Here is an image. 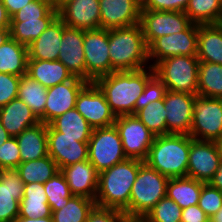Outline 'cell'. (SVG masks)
Masks as SVG:
<instances>
[{
    "label": "cell",
    "instance_id": "obj_1",
    "mask_svg": "<svg viewBox=\"0 0 222 222\" xmlns=\"http://www.w3.org/2000/svg\"><path fill=\"white\" fill-rule=\"evenodd\" d=\"M154 74L151 66L134 71H114L97 78L94 83L104 93L116 117L134 115L136 100Z\"/></svg>",
    "mask_w": 222,
    "mask_h": 222
},
{
    "label": "cell",
    "instance_id": "obj_2",
    "mask_svg": "<svg viewBox=\"0 0 222 222\" xmlns=\"http://www.w3.org/2000/svg\"><path fill=\"white\" fill-rule=\"evenodd\" d=\"M142 160L126 158L99 172L96 206L119 210L129 218V201Z\"/></svg>",
    "mask_w": 222,
    "mask_h": 222
},
{
    "label": "cell",
    "instance_id": "obj_3",
    "mask_svg": "<svg viewBox=\"0 0 222 222\" xmlns=\"http://www.w3.org/2000/svg\"><path fill=\"white\" fill-rule=\"evenodd\" d=\"M111 73L150 67L148 46L140 24L109 29Z\"/></svg>",
    "mask_w": 222,
    "mask_h": 222
},
{
    "label": "cell",
    "instance_id": "obj_4",
    "mask_svg": "<svg viewBox=\"0 0 222 222\" xmlns=\"http://www.w3.org/2000/svg\"><path fill=\"white\" fill-rule=\"evenodd\" d=\"M192 140L184 134L155 136L144 162L168 178L186 177Z\"/></svg>",
    "mask_w": 222,
    "mask_h": 222
},
{
    "label": "cell",
    "instance_id": "obj_5",
    "mask_svg": "<svg viewBox=\"0 0 222 222\" xmlns=\"http://www.w3.org/2000/svg\"><path fill=\"white\" fill-rule=\"evenodd\" d=\"M169 178L146 162L140 164L129 201V220L141 221L156 203L166 196Z\"/></svg>",
    "mask_w": 222,
    "mask_h": 222
},
{
    "label": "cell",
    "instance_id": "obj_6",
    "mask_svg": "<svg viewBox=\"0 0 222 222\" xmlns=\"http://www.w3.org/2000/svg\"><path fill=\"white\" fill-rule=\"evenodd\" d=\"M199 59L191 56L167 57L153 68L169 91L198 95Z\"/></svg>",
    "mask_w": 222,
    "mask_h": 222
},
{
    "label": "cell",
    "instance_id": "obj_7",
    "mask_svg": "<svg viewBox=\"0 0 222 222\" xmlns=\"http://www.w3.org/2000/svg\"><path fill=\"white\" fill-rule=\"evenodd\" d=\"M122 141L115 125L95 128L88 141V160L99 173L125 160Z\"/></svg>",
    "mask_w": 222,
    "mask_h": 222
},
{
    "label": "cell",
    "instance_id": "obj_8",
    "mask_svg": "<svg viewBox=\"0 0 222 222\" xmlns=\"http://www.w3.org/2000/svg\"><path fill=\"white\" fill-rule=\"evenodd\" d=\"M190 136L196 140L216 141L222 137V99L196 96Z\"/></svg>",
    "mask_w": 222,
    "mask_h": 222
},
{
    "label": "cell",
    "instance_id": "obj_9",
    "mask_svg": "<svg viewBox=\"0 0 222 222\" xmlns=\"http://www.w3.org/2000/svg\"><path fill=\"white\" fill-rule=\"evenodd\" d=\"M197 43L198 24L195 23L179 33L158 37L148 46L150 65L154 67L159 61L167 57H197Z\"/></svg>",
    "mask_w": 222,
    "mask_h": 222
},
{
    "label": "cell",
    "instance_id": "obj_10",
    "mask_svg": "<svg viewBox=\"0 0 222 222\" xmlns=\"http://www.w3.org/2000/svg\"><path fill=\"white\" fill-rule=\"evenodd\" d=\"M85 81L91 83L111 73L109 30H84Z\"/></svg>",
    "mask_w": 222,
    "mask_h": 222
},
{
    "label": "cell",
    "instance_id": "obj_11",
    "mask_svg": "<svg viewBox=\"0 0 222 222\" xmlns=\"http://www.w3.org/2000/svg\"><path fill=\"white\" fill-rule=\"evenodd\" d=\"M127 158L145 161L155 135L136 117L118 116L114 122Z\"/></svg>",
    "mask_w": 222,
    "mask_h": 222
},
{
    "label": "cell",
    "instance_id": "obj_12",
    "mask_svg": "<svg viewBox=\"0 0 222 222\" xmlns=\"http://www.w3.org/2000/svg\"><path fill=\"white\" fill-rule=\"evenodd\" d=\"M139 24L149 46L158 37L186 30L192 22L185 12L141 9Z\"/></svg>",
    "mask_w": 222,
    "mask_h": 222
},
{
    "label": "cell",
    "instance_id": "obj_13",
    "mask_svg": "<svg viewBox=\"0 0 222 222\" xmlns=\"http://www.w3.org/2000/svg\"><path fill=\"white\" fill-rule=\"evenodd\" d=\"M75 108L93 129L112 126L117 118L104 93L94 82L88 83L79 92Z\"/></svg>",
    "mask_w": 222,
    "mask_h": 222
},
{
    "label": "cell",
    "instance_id": "obj_14",
    "mask_svg": "<svg viewBox=\"0 0 222 222\" xmlns=\"http://www.w3.org/2000/svg\"><path fill=\"white\" fill-rule=\"evenodd\" d=\"M196 96L187 92L167 90L163 99L167 134L190 135Z\"/></svg>",
    "mask_w": 222,
    "mask_h": 222
},
{
    "label": "cell",
    "instance_id": "obj_15",
    "mask_svg": "<svg viewBox=\"0 0 222 222\" xmlns=\"http://www.w3.org/2000/svg\"><path fill=\"white\" fill-rule=\"evenodd\" d=\"M221 163L214 141L193 139L190 143L186 177L208 183Z\"/></svg>",
    "mask_w": 222,
    "mask_h": 222
},
{
    "label": "cell",
    "instance_id": "obj_16",
    "mask_svg": "<svg viewBox=\"0 0 222 222\" xmlns=\"http://www.w3.org/2000/svg\"><path fill=\"white\" fill-rule=\"evenodd\" d=\"M88 83L81 78L73 77L71 80L48 88L44 107V123L49 125L55 118L75 108L79 92Z\"/></svg>",
    "mask_w": 222,
    "mask_h": 222
},
{
    "label": "cell",
    "instance_id": "obj_17",
    "mask_svg": "<svg viewBox=\"0 0 222 222\" xmlns=\"http://www.w3.org/2000/svg\"><path fill=\"white\" fill-rule=\"evenodd\" d=\"M48 154L56 162L59 170L77 162L88 160V142L80 138L62 136L50 124L47 125Z\"/></svg>",
    "mask_w": 222,
    "mask_h": 222
},
{
    "label": "cell",
    "instance_id": "obj_18",
    "mask_svg": "<svg viewBox=\"0 0 222 222\" xmlns=\"http://www.w3.org/2000/svg\"><path fill=\"white\" fill-rule=\"evenodd\" d=\"M100 28L130 27L140 22L141 4L136 0H99Z\"/></svg>",
    "mask_w": 222,
    "mask_h": 222
},
{
    "label": "cell",
    "instance_id": "obj_19",
    "mask_svg": "<svg viewBox=\"0 0 222 222\" xmlns=\"http://www.w3.org/2000/svg\"><path fill=\"white\" fill-rule=\"evenodd\" d=\"M58 16L68 27L100 29L99 0H66L58 7Z\"/></svg>",
    "mask_w": 222,
    "mask_h": 222
},
{
    "label": "cell",
    "instance_id": "obj_20",
    "mask_svg": "<svg viewBox=\"0 0 222 222\" xmlns=\"http://www.w3.org/2000/svg\"><path fill=\"white\" fill-rule=\"evenodd\" d=\"M84 30L66 26L61 38L58 60L73 77L85 80Z\"/></svg>",
    "mask_w": 222,
    "mask_h": 222
},
{
    "label": "cell",
    "instance_id": "obj_21",
    "mask_svg": "<svg viewBox=\"0 0 222 222\" xmlns=\"http://www.w3.org/2000/svg\"><path fill=\"white\" fill-rule=\"evenodd\" d=\"M24 182L16 169L0 170V222H13L19 215Z\"/></svg>",
    "mask_w": 222,
    "mask_h": 222
},
{
    "label": "cell",
    "instance_id": "obj_22",
    "mask_svg": "<svg viewBox=\"0 0 222 222\" xmlns=\"http://www.w3.org/2000/svg\"><path fill=\"white\" fill-rule=\"evenodd\" d=\"M60 172L65 177L73 195L95 200L99 173L89 160L63 167L60 169Z\"/></svg>",
    "mask_w": 222,
    "mask_h": 222
},
{
    "label": "cell",
    "instance_id": "obj_23",
    "mask_svg": "<svg viewBox=\"0 0 222 222\" xmlns=\"http://www.w3.org/2000/svg\"><path fill=\"white\" fill-rule=\"evenodd\" d=\"M66 25L57 16L28 47V60H58L63 29Z\"/></svg>",
    "mask_w": 222,
    "mask_h": 222
},
{
    "label": "cell",
    "instance_id": "obj_24",
    "mask_svg": "<svg viewBox=\"0 0 222 222\" xmlns=\"http://www.w3.org/2000/svg\"><path fill=\"white\" fill-rule=\"evenodd\" d=\"M0 120L11 137L21 134L26 128L40 122L31 109L19 98L0 108Z\"/></svg>",
    "mask_w": 222,
    "mask_h": 222
},
{
    "label": "cell",
    "instance_id": "obj_25",
    "mask_svg": "<svg viewBox=\"0 0 222 222\" xmlns=\"http://www.w3.org/2000/svg\"><path fill=\"white\" fill-rule=\"evenodd\" d=\"M21 163L43 158L48 154L47 124L39 122L16 136Z\"/></svg>",
    "mask_w": 222,
    "mask_h": 222
},
{
    "label": "cell",
    "instance_id": "obj_26",
    "mask_svg": "<svg viewBox=\"0 0 222 222\" xmlns=\"http://www.w3.org/2000/svg\"><path fill=\"white\" fill-rule=\"evenodd\" d=\"M197 58L222 65V23L198 25Z\"/></svg>",
    "mask_w": 222,
    "mask_h": 222
},
{
    "label": "cell",
    "instance_id": "obj_27",
    "mask_svg": "<svg viewBox=\"0 0 222 222\" xmlns=\"http://www.w3.org/2000/svg\"><path fill=\"white\" fill-rule=\"evenodd\" d=\"M26 75L47 89L73 78L59 60H28Z\"/></svg>",
    "mask_w": 222,
    "mask_h": 222
},
{
    "label": "cell",
    "instance_id": "obj_28",
    "mask_svg": "<svg viewBox=\"0 0 222 222\" xmlns=\"http://www.w3.org/2000/svg\"><path fill=\"white\" fill-rule=\"evenodd\" d=\"M18 216L27 218H44L52 216L44 184L39 182L24 184L23 198L20 201Z\"/></svg>",
    "mask_w": 222,
    "mask_h": 222
},
{
    "label": "cell",
    "instance_id": "obj_29",
    "mask_svg": "<svg viewBox=\"0 0 222 222\" xmlns=\"http://www.w3.org/2000/svg\"><path fill=\"white\" fill-rule=\"evenodd\" d=\"M28 47L10 37L0 46V73L27 74Z\"/></svg>",
    "mask_w": 222,
    "mask_h": 222
},
{
    "label": "cell",
    "instance_id": "obj_30",
    "mask_svg": "<svg viewBox=\"0 0 222 222\" xmlns=\"http://www.w3.org/2000/svg\"><path fill=\"white\" fill-rule=\"evenodd\" d=\"M204 182L189 177L169 178L166 196L176 202L181 209L198 205Z\"/></svg>",
    "mask_w": 222,
    "mask_h": 222
},
{
    "label": "cell",
    "instance_id": "obj_31",
    "mask_svg": "<svg viewBox=\"0 0 222 222\" xmlns=\"http://www.w3.org/2000/svg\"><path fill=\"white\" fill-rule=\"evenodd\" d=\"M50 125L62 136L80 138V142H88L93 128L76 108L68 110L61 116L55 118Z\"/></svg>",
    "mask_w": 222,
    "mask_h": 222
},
{
    "label": "cell",
    "instance_id": "obj_32",
    "mask_svg": "<svg viewBox=\"0 0 222 222\" xmlns=\"http://www.w3.org/2000/svg\"><path fill=\"white\" fill-rule=\"evenodd\" d=\"M57 16L58 8L54 7L44 18L10 22V35L18 43L28 46L48 28Z\"/></svg>",
    "mask_w": 222,
    "mask_h": 222
},
{
    "label": "cell",
    "instance_id": "obj_33",
    "mask_svg": "<svg viewBox=\"0 0 222 222\" xmlns=\"http://www.w3.org/2000/svg\"><path fill=\"white\" fill-rule=\"evenodd\" d=\"M46 94L47 88L39 82L31 79L27 75L21 77L17 98L22 100L43 123Z\"/></svg>",
    "mask_w": 222,
    "mask_h": 222
},
{
    "label": "cell",
    "instance_id": "obj_34",
    "mask_svg": "<svg viewBox=\"0 0 222 222\" xmlns=\"http://www.w3.org/2000/svg\"><path fill=\"white\" fill-rule=\"evenodd\" d=\"M24 184L39 182L44 184L60 170L56 162L49 156L37 160L20 163L16 168Z\"/></svg>",
    "mask_w": 222,
    "mask_h": 222
},
{
    "label": "cell",
    "instance_id": "obj_35",
    "mask_svg": "<svg viewBox=\"0 0 222 222\" xmlns=\"http://www.w3.org/2000/svg\"><path fill=\"white\" fill-rule=\"evenodd\" d=\"M185 14L198 25L222 23V0H189Z\"/></svg>",
    "mask_w": 222,
    "mask_h": 222
},
{
    "label": "cell",
    "instance_id": "obj_36",
    "mask_svg": "<svg viewBox=\"0 0 222 222\" xmlns=\"http://www.w3.org/2000/svg\"><path fill=\"white\" fill-rule=\"evenodd\" d=\"M198 96L222 99V65L199 63Z\"/></svg>",
    "mask_w": 222,
    "mask_h": 222
},
{
    "label": "cell",
    "instance_id": "obj_37",
    "mask_svg": "<svg viewBox=\"0 0 222 222\" xmlns=\"http://www.w3.org/2000/svg\"><path fill=\"white\" fill-rule=\"evenodd\" d=\"M95 206V200L74 195L63 208L52 211L53 222H87Z\"/></svg>",
    "mask_w": 222,
    "mask_h": 222
},
{
    "label": "cell",
    "instance_id": "obj_38",
    "mask_svg": "<svg viewBox=\"0 0 222 222\" xmlns=\"http://www.w3.org/2000/svg\"><path fill=\"white\" fill-rule=\"evenodd\" d=\"M136 117L155 136L166 135V113L163 100L150 102L135 113Z\"/></svg>",
    "mask_w": 222,
    "mask_h": 222
},
{
    "label": "cell",
    "instance_id": "obj_39",
    "mask_svg": "<svg viewBox=\"0 0 222 222\" xmlns=\"http://www.w3.org/2000/svg\"><path fill=\"white\" fill-rule=\"evenodd\" d=\"M44 189L51 211L60 210L74 196L60 171L44 183Z\"/></svg>",
    "mask_w": 222,
    "mask_h": 222
},
{
    "label": "cell",
    "instance_id": "obj_40",
    "mask_svg": "<svg viewBox=\"0 0 222 222\" xmlns=\"http://www.w3.org/2000/svg\"><path fill=\"white\" fill-rule=\"evenodd\" d=\"M181 207L167 196L160 199L140 222H180Z\"/></svg>",
    "mask_w": 222,
    "mask_h": 222
},
{
    "label": "cell",
    "instance_id": "obj_41",
    "mask_svg": "<svg viewBox=\"0 0 222 222\" xmlns=\"http://www.w3.org/2000/svg\"><path fill=\"white\" fill-rule=\"evenodd\" d=\"M167 92V88L162 81L154 74L144 87L142 94L136 100L135 113L147 106L150 102L163 100Z\"/></svg>",
    "mask_w": 222,
    "mask_h": 222
},
{
    "label": "cell",
    "instance_id": "obj_42",
    "mask_svg": "<svg viewBox=\"0 0 222 222\" xmlns=\"http://www.w3.org/2000/svg\"><path fill=\"white\" fill-rule=\"evenodd\" d=\"M53 8L54 6L49 0H34L17 11L11 17V22H23L26 20L44 18Z\"/></svg>",
    "mask_w": 222,
    "mask_h": 222
},
{
    "label": "cell",
    "instance_id": "obj_43",
    "mask_svg": "<svg viewBox=\"0 0 222 222\" xmlns=\"http://www.w3.org/2000/svg\"><path fill=\"white\" fill-rule=\"evenodd\" d=\"M198 206L211 218L222 208V192L209 183L202 186Z\"/></svg>",
    "mask_w": 222,
    "mask_h": 222
},
{
    "label": "cell",
    "instance_id": "obj_44",
    "mask_svg": "<svg viewBox=\"0 0 222 222\" xmlns=\"http://www.w3.org/2000/svg\"><path fill=\"white\" fill-rule=\"evenodd\" d=\"M21 163L16 137H10L0 146V170L16 169Z\"/></svg>",
    "mask_w": 222,
    "mask_h": 222
},
{
    "label": "cell",
    "instance_id": "obj_45",
    "mask_svg": "<svg viewBox=\"0 0 222 222\" xmlns=\"http://www.w3.org/2000/svg\"><path fill=\"white\" fill-rule=\"evenodd\" d=\"M21 77L0 73V108L17 98Z\"/></svg>",
    "mask_w": 222,
    "mask_h": 222
},
{
    "label": "cell",
    "instance_id": "obj_46",
    "mask_svg": "<svg viewBox=\"0 0 222 222\" xmlns=\"http://www.w3.org/2000/svg\"><path fill=\"white\" fill-rule=\"evenodd\" d=\"M87 222H130V220L122 211L95 206Z\"/></svg>",
    "mask_w": 222,
    "mask_h": 222
},
{
    "label": "cell",
    "instance_id": "obj_47",
    "mask_svg": "<svg viewBox=\"0 0 222 222\" xmlns=\"http://www.w3.org/2000/svg\"><path fill=\"white\" fill-rule=\"evenodd\" d=\"M189 0H145L141 9L184 12Z\"/></svg>",
    "mask_w": 222,
    "mask_h": 222
},
{
    "label": "cell",
    "instance_id": "obj_48",
    "mask_svg": "<svg viewBox=\"0 0 222 222\" xmlns=\"http://www.w3.org/2000/svg\"><path fill=\"white\" fill-rule=\"evenodd\" d=\"M209 217L198 205L182 209L180 222H208Z\"/></svg>",
    "mask_w": 222,
    "mask_h": 222
},
{
    "label": "cell",
    "instance_id": "obj_49",
    "mask_svg": "<svg viewBox=\"0 0 222 222\" xmlns=\"http://www.w3.org/2000/svg\"><path fill=\"white\" fill-rule=\"evenodd\" d=\"M32 1L34 0H2L10 17H12L17 11Z\"/></svg>",
    "mask_w": 222,
    "mask_h": 222
},
{
    "label": "cell",
    "instance_id": "obj_50",
    "mask_svg": "<svg viewBox=\"0 0 222 222\" xmlns=\"http://www.w3.org/2000/svg\"><path fill=\"white\" fill-rule=\"evenodd\" d=\"M208 183L222 192V162L220 163L217 171L214 173L213 178Z\"/></svg>",
    "mask_w": 222,
    "mask_h": 222
},
{
    "label": "cell",
    "instance_id": "obj_51",
    "mask_svg": "<svg viewBox=\"0 0 222 222\" xmlns=\"http://www.w3.org/2000/svg\"><path fill=\"white\" fill-rule=\"evenodd\" d=\"M11 17L8 15L6 7L0 0V26L10 27Z\"/></svg>",
    "mask_w": 222,
    "mask_h": 222
},
{
    "label": "cell",
    "instance_id": "obj_52",
    "mask_svg": "<svg viewBox=\"0 0 222 222\" xmlns=\"http://www.w3.org/2000/svg\"><path fill=\"white\" fill-rule=\"evenodd\" d=\"M13 222H53L52 216H47L44 218H27L17 216Z\"/></svg>",
    "mask_w": 222,
    "mask_h": 222
},
{
    "label": "cell",
    "instance_id": "obj_53",
    "mask_svg": "<svg viewBox=\"0 0 222 222\" xmlns=\"http://www.w3.org/2000/svg\"><path fill=\"white\" fill-rule=\"evenodd\" d=\"M9 28L0 26V46L11 37Z\"/></svg>",
    "mask_w": 222,
    "mask_h": 222
},
{
    "label": "cell",
    "instance_id": "obj_54",
    "mask_svg": "<svg viewBox=\"0 0 222 222\" xmlns=\"http://www.w3.org/2000/svg\"><path fill=\"white\" fill-rule=\"evenodd\" d=\"M11 136L9 133L4 129L0 120V146L7 141Z\"/></svg>",
    "mask_w": 222,
    "mask_h": 222
},
{
    "label": "cell",
    "instance_id": "obj_55",
    "mask_svg": "<svg viewBox=\"0 0 222 222\" xmlns=\"http://www.w3.org/2000/svg\"><path fill=\"white\" fill-rule=\"evenodd\" d=\"M214 143H215V146L217 148L220 160L222 162V137L220 139H217L216 141H214Z\"/></svg>",
    "mask_w": 222,
    "mask_h": 222
},
{
    "label": "cell",
    "instance_id": "obj_56",
    "mask_svg": "<svg viewBox=\"0 0 222 222\" xmlns=\"http://www.w3.org/2000/svg\"><path fill=\"white\" fill-rule=\"evenodd\" d=\"M211 222H222V208L213 215L210 219Z\"/></svg>",
    "mask_w": 222,
    "mask_h": 222
},
{
    "label": "cell",
    "instance_id": "obj_57",
    "mask_svg": "<svg viewBox=\"0 0 222 222\" xmlns=\"http://www.w3.org/2000/svg\"><path fill=\"white\" fill-rule=\"evenodd\" d=\"M49 1H50V3H51L54 7L58 8V7L61 6L66 0H49Z\"/></svg>",
    "mask_w": 222,
    "mask_h": 222
},
{
    "label": "cell",
    "instance_id": "obj_58",
    "mask_svg": "<svg viewBox=\"0 0 222 222\" xmlns=\"http://www.w3.org/2000/svg\"><path fill=\"white\" fill-rule=\"evenodd\" d=\"M136 1H138L142 5L145 0H136Z\"/></svg>",
    "mask_w": 222,
    "mask_h": 222
}]
</instances>
